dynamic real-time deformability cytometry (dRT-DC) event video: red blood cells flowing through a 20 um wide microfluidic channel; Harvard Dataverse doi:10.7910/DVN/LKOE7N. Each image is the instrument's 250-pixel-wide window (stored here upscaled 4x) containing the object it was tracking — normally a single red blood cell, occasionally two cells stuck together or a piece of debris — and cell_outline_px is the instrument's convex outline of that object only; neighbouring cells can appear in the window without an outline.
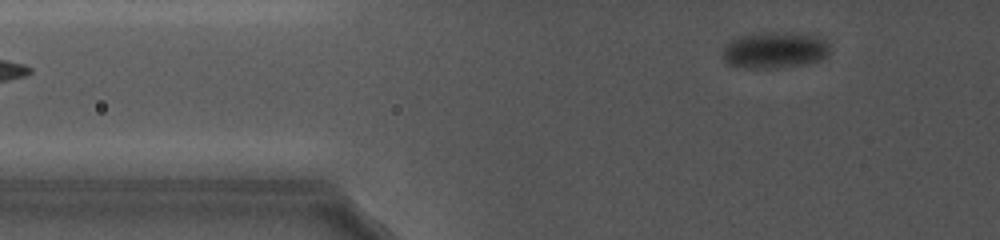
{"species": "common noctule bat (a hibernating species)", "species_latin": "Nyctalus noctula", "temperature_condition": "cold", "stored_images_in_passage": 37, "camera_frame_rate_fps": 5000, "um_per_image_px": 0.085, "animal": {"sex": "female", "body_mass_g": 19.0, "forearm_length_mm": 56.7}, "frame": {"image": 1, "passage_image": 2, "time_ms": 0.4, "image_size_px": [1000, 240], "cell_outline_px": [[828, 56], [824, 60], [808, 64], [780, 68], [748, 68], [728, 64], [724, 60], [724, 44], [740, 36], [760, 32], [788, 32], [816, 36], [828, 40]], "centroid_in_image_um": [65.89, 4.26], "position_along_channel_um": 59.9, "area_um2": 23.06}}
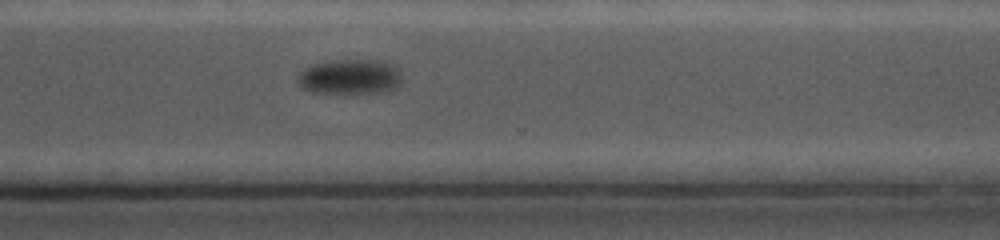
{"frame": {"image": 2, "passage_image": 30, "time_ms": 9.6, "image_size_px": [1000, 240], "cell_outline_px": [[400, 84], [392, 88], [372, 92], [312, 92], [304, 88], [300, 84], [300, 72], [304, 68], [312, 64], [328, 60], [384, 60], [396, 64], [400, 68]], "centroid_in_image_um": [29.78, 6.47], "position_along_channel_um": 340.8, "area_um2": 20.98}}
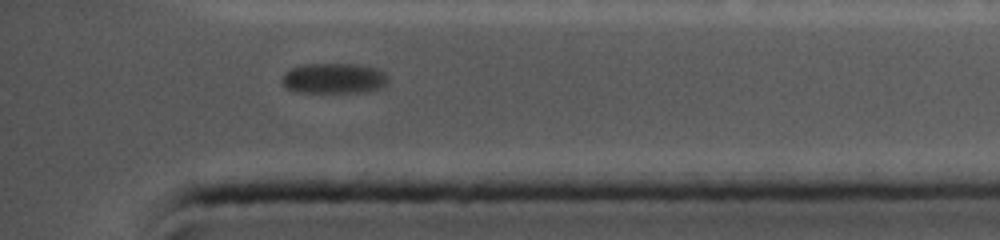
{"frame": {"image": 3, "passage_image": 35, "time_ms": 11.4, "image_size_px": [1000, 240], "cell_outline_px": [[388, 80], [384, 84], [368, 92], [296, 92], [288, 88], [284, 84], [284, 72], [292, 68], [304, 64], [364, 64], [376, 68], [384, 72], [388, 76]], "centroid_in_image_um": [28.41, 6.65], "position_along_channel_um": 406.8, "area_um2": 18.67}, "authors_computed_cell_mechanics": {"area_um2": 23.8136, "velocity_mm_per_s": 3.5947, "shape_relaxation_time_tau1_ms": 5.1652, "shape_relaxation_time_tau2_ms": null, "deformation_change_tau1": 0.0835, "deformation_change_tau2": null}}